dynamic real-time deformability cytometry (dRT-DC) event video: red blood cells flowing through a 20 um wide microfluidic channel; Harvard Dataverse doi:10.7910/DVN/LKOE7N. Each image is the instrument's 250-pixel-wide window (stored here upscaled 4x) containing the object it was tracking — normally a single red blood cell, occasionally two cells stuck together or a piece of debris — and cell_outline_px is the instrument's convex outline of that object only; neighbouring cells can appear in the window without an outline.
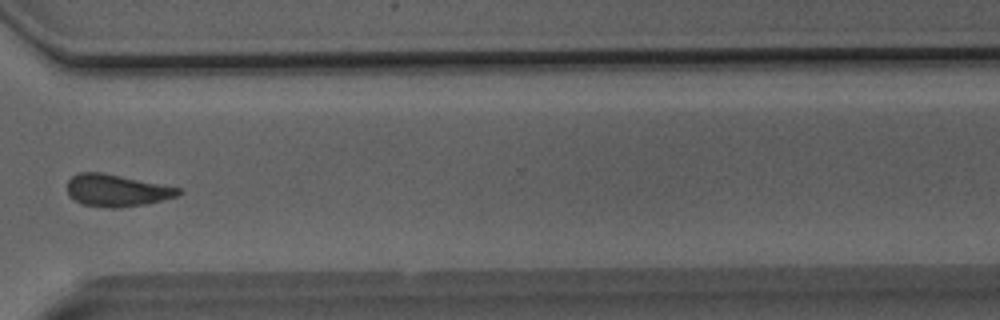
{"species": "Egyptian fruit bat (a non-hibernating species)", "species_latin": "Rousettus aegyptiacus", "temperature_condition": "room temperature", "stored_images_in_passage": 30, "camera_frame_rate_fps": 3000, "um_per_image_px": 0.085, "animal": {"sex": "male"}, "frame": {"image": 1, "passage_image": 25, "time_ms": 8.0, "image_size_px": [1000, 320], "cell_outline_px": [[184, 192], [176, 196], [164, 200], [144, 204], [120, 208], [108, 208], [84, 204], [68, 196], [68, 180], [76, 172], [100, 172], [180, 188]], "centroid_in_image_um": [9.91, 16.19], "position_along_channel_um": 360.7, "area_um2": 20.63}}